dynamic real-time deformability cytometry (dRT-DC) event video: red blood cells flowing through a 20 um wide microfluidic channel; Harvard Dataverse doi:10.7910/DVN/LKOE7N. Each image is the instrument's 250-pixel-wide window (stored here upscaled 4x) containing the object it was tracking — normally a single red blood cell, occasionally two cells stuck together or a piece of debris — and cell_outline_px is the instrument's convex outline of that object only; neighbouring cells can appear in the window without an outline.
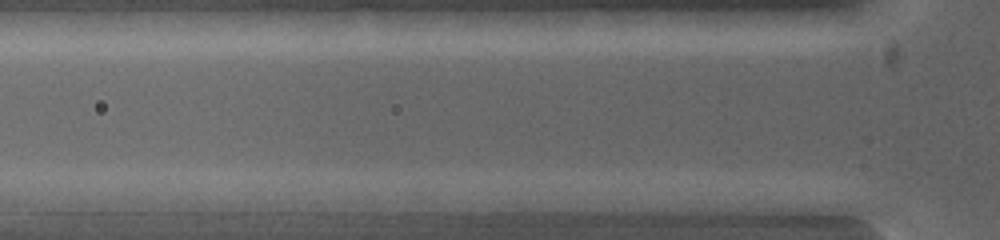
{"species": "common noctule bat (a hibernating species)", "species_latin": "Nyctalus noctula", "temperature_condition": "warm", "stored_images_in_passage": 8, "camera_frame_rate_fps": 5000, "um_per_image_px": 0.085, "animal": {"sex": "female", "body_mass_g": 19.0, "forearm_length_mm": 53.3}, "frame": {"image": 1, "passage_image": 8, "time_ms": 1.0, "image_size_px": [1000, 240], "cell_outline_px": [[608, 200], [592, 212], [520, 212], [492, 200], [520, 192]], "centroid_in_image_um": [46.67, 17.27], "position_along_channel_um": 79.1, "area_um2": 11.5}}